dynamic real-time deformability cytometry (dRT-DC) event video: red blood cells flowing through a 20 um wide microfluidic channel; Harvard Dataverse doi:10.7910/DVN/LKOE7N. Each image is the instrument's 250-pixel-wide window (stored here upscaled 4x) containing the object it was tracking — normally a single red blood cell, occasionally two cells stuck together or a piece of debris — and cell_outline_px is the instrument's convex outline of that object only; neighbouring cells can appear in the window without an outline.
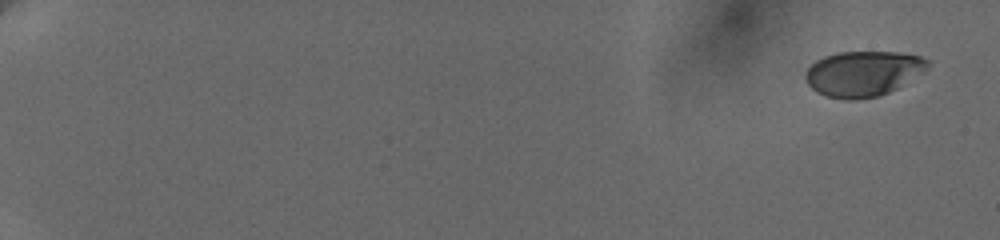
{"species": "human", "species_latin": "Homo sapiens", "temperature_condition": "cold", "stored_images_in_passage": 10, "camera_frame_rate_fps": 3000, "um_per_image_px": 0.085, "donor": {"sex": "female"}, "frame": {"image": 1, "passage_image": 1, "time_ms": 0.0, "image_size_px": [1000, 240], "cell_outline_px": [[932, 60], [928, 68], [896, 88], [880, 96], [856, 100], [844, 100], [824, 96], [816, 92], [808, 84], [804, 76], [804, 72], [816, 60], [824, 56], [836, 52], [900, 52], [920, 56]], "centroid_in_image_um": [73.34, 6.25], "position_along_channel_um": 11.7, "area_um2": 32.54}}
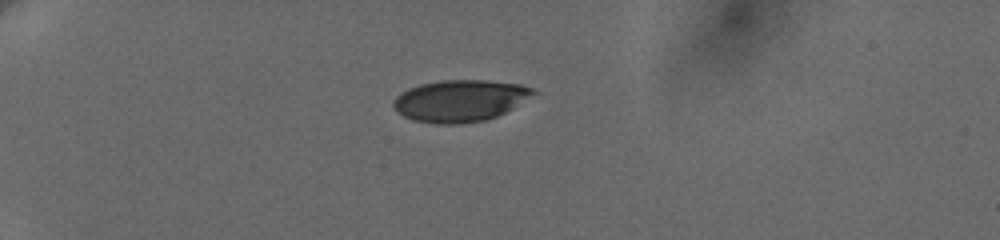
{"frame": {"image": 2, "passage_image": 7, "time_ms": 5.333, "image_size_px": [1000, 240], "cell_outline_px": [[540, 92], [512, 108], [496, 116], [484, 120], [456, 124], [436, 124], [412, 120], [396, 112], [392, 104], [392, 100], [400, 92], [408, 88], [420, 84], [444, 80], [488, 80], [520, 84], [532, 88]], "centroid_in_image_um": [39.08, 8.55], "position_along_channel_um": 45.9, "area_um2": 34.22}}
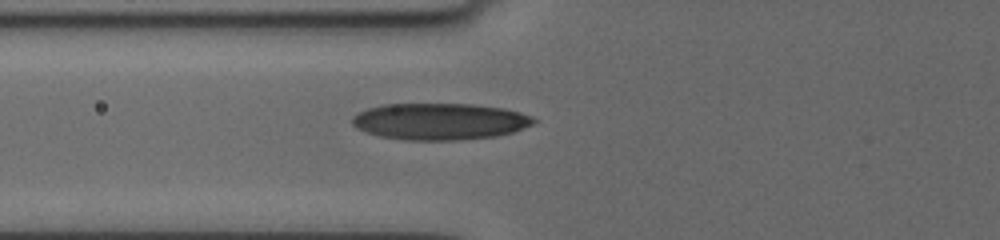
{"frame": {"image": 3, "passage_image": 10, "time_ms": 8.0, "image_size_px": [1000, 240], "cell_outline_px": [[536, 120], [532, 124], [512, 132], [496, 136], [460, 140], [404, 140], [380, 136], [356, 128], [352, 124], [352, 116], [356, 112], [368, 108], [384, 104], [472, 104], [504, 108], [520, 112], [532, 116]], "centroid_in_image_um": [37.35, 10.32], "position_along_channel_um": 88.4, "area_um2": 38.78}}